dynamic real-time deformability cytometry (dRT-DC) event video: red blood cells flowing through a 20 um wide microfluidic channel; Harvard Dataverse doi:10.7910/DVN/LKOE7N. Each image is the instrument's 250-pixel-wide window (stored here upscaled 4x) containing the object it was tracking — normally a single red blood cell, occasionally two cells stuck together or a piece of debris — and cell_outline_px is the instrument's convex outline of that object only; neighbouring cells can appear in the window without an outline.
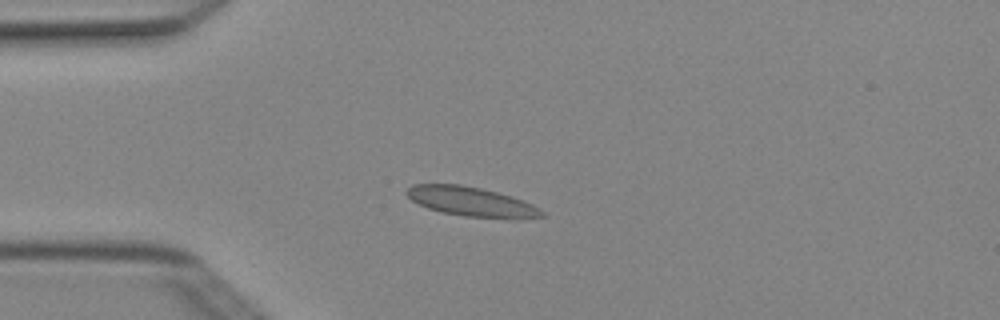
{"species": "Egyptian fruit bat (a non-hibernating species)", "species_latin": "Rousettus aegyptiacus", "temperature_condition": "cold", "stored_images_in_passage": 4, "camera_frame_rate_fps": 3000, "um_per_image_px": 0.085, "animal": {"sex": "female"}, "frame": {"image": 1, "passage_image": 4, "time_ms": 1.0, "image_size_px": [1000, 320], "cell_outline_px": [[544, 216], [516, 220], [512, 220], [464, 216], [440, 212], [428, 208], [412, 200], [404, 192], [412, 184], [460, 184], [480, 188], [512, 196], [524, 200], [540, 208], [544, 212]], "centroid_in_image_um": [40.12, 17.16], "position_along_channel_um": 44.9, "area_um2": 23.52}}